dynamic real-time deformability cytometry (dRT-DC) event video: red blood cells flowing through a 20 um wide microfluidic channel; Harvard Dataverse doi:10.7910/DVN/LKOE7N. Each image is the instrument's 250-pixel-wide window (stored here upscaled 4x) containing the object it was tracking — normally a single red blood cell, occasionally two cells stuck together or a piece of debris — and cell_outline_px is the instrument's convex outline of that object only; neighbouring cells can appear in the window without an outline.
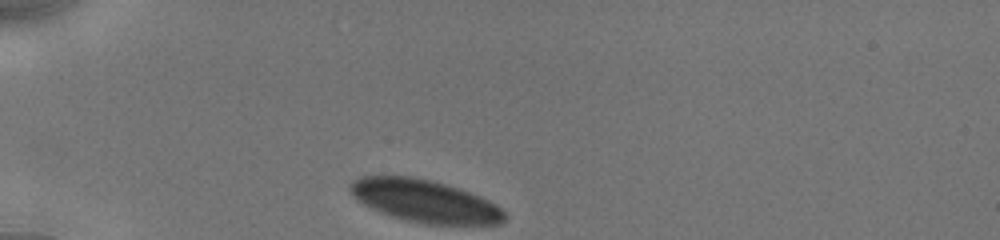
{"species": "human", "species_latin": "Homo sapiens", "temperature_condition": "cold", "stored_images_in_passage": 24, "camera_frame_rate_fps": 3000, "um_per_image_px": 0.085, "donor": {"sex": "male"}, "frame": {"image": 1, "passage_image": 1, "time_ms": 0.0, "image_size_px": [1000, 240], "cell_outline_px": [[508, 216], [500, 224], [424, 224], [404, 220], [380, 212], [364, 204], [352, 196], [348, 188], [348, 184], [352, 180], [360, 176], [412, 176], [432, 180], [480, 196], [496, 204]], "centroid_in_image_um": [36.07, 17.08], "position_along_channel_um": 48.9, "area_um2": 38.26}}
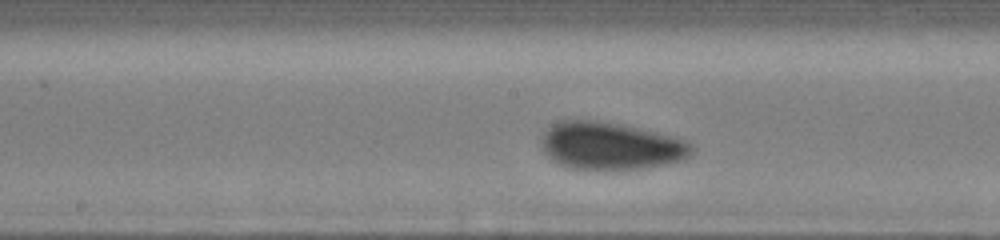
{"frame": {"image": 2, "passage_image": 11, "time_ms": 4.667, "image_size_px": [1000, 240], "cell_outline_px": [[696, 148], [684, 160], [644, 168], [616, 172], [600, 172], [572, 168], [560, 164], [552, 160], [544, 152], [540, 144], [540, 140], [544, 132], [552, 124], [560, 120], [596, 120], [620, 124], [660, 132], [684, 140], [692, 144]], "centroid_in_image_um": [51.9, 12.43], "position_along_channel_um": 196.3, "area_um2": 42.71}}
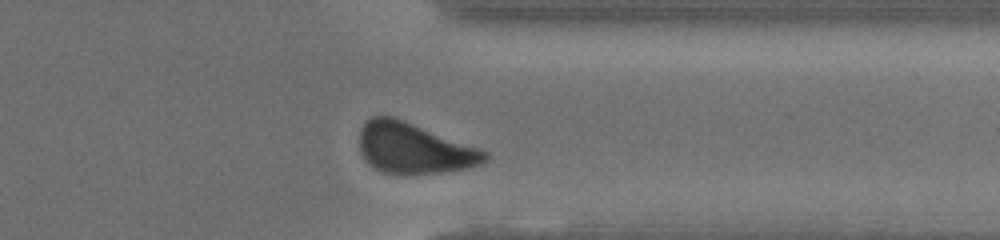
{"frame": {"image": 3, "passage_image": 21, "time_ms": 9.333, "image_size_px": [1000, 240], "cell_outline_px": [[488, 160], [480, 164], [468, 168], [444, 172], [408, 176], [404, 176], [384, 172], [368, 164], [360, 148], [360, 128], [372, 116], [392, 116], [404, 120], [480, 148], [488, 152]], "centroid_in_image_um": [35.21, 12.63], "position_along_channel_um": 376.2, "area_um2": 37.34}, "authors_computed_cell_mechanics": {"area_um2": 39.8531, "velocity_mm_per_s": 3.8637, "shape_relaxation_time_tau1_ms": 2.3595, "shape_relaxation_time_tau2_ms": 0.2585, "deformation_change_tau1": 0.049, "deformation_change_tau2": 0.0507}}